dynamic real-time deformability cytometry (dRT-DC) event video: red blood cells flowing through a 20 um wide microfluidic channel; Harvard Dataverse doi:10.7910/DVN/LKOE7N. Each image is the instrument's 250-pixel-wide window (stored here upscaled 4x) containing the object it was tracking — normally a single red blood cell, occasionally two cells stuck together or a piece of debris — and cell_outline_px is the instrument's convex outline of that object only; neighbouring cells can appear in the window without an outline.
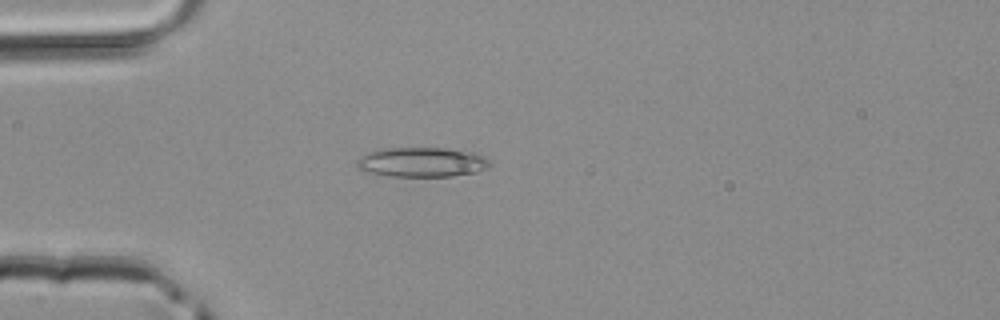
{"species": "common noctule bat (a hibernating species)", "species_latin": "Nyctalus noctula", "temperature_condition": "room temperature", "stored_images_in_passage": 3, "camera_frame_rate_fps": 3000, "um_per_image_px": 0.085, "animal": {"sex": "male", "body_mass_g": 20.4}, "frame": {"image": 1, "passage_image": 3, "time_ms": 0.667, "image_size_px": [1000, 320], "cell_outline_px": [[492, 164], [476, 172], [452, 176], [388, 176], [368, 172], [360, 168], [356, 164], [356, 160], [360, 156], [368, 152], [380, 148], [464, 148], [476, 152], [484, 156]], "centroid_in_image_um": [35.89, 13.76], "position_along_channel_um": 49.1, "area_um2": 23.29}}